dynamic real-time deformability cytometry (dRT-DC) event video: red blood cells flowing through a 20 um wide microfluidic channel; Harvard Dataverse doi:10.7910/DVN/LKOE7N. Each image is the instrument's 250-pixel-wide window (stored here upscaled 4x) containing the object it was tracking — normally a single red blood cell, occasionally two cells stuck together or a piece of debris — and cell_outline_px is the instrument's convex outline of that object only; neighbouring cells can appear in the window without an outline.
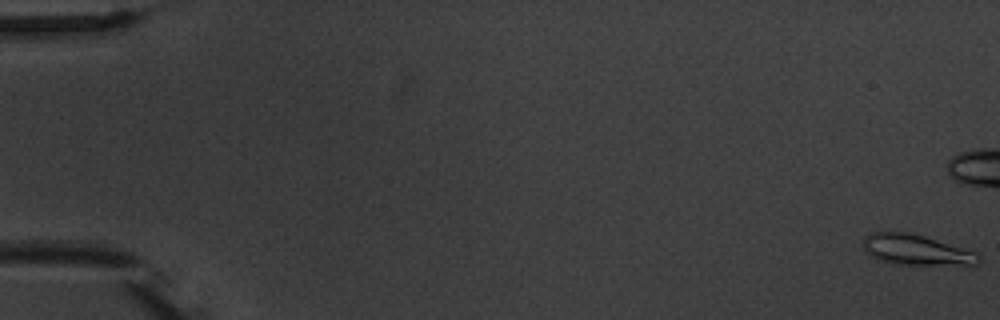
{"species": "common noctule bat (a hibernating species)", "species_latin": "Nyctalus noctula", "temperature_condition": "warm", "stored_images_in_passage": 7, "camera_frame_rate_fps": 3000, "um_per_image_px": 0.085, "animal": {"sex": "male", "body_mass_g": 20.1, "forearm_length_mm": 53.5}, "frame": {"image": 1, "passage_image": 1, "time_ms": 0.0, "image_size_px": [1000, 320], "cell_outline_px": [[980, 264], [892, 264], [876, 260], [864, 248], [864, 236], [872, 232], [908, 232], [924, 236], [980, 252]], "centroid_in_image_um": [77.9, 21.23], "position_along_channel_um": 7.1, "area_um2": 20.52}}
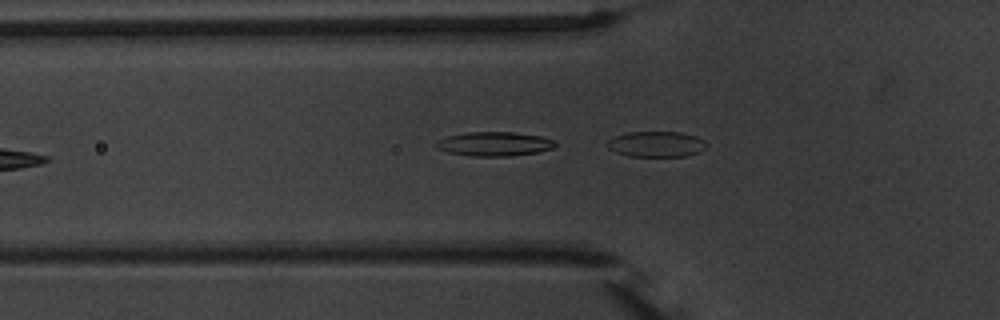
{"frame": {"image": 2, "passage_image": 7, "time_ms": 7.667, "image_size_px": [1000, 320], "cell_outline_px": [[708, 144], [700, 152], [684, 156], [628, 156], [616, 152], [608, 148], [608, 140], [616, 136], [628, 132], [680, 132], [696, 136], [704, 140]], "centroid_in_image_um": [55.81, 12.25], "position_along_channel_um": 70.0, "area_um2": 14.74}}